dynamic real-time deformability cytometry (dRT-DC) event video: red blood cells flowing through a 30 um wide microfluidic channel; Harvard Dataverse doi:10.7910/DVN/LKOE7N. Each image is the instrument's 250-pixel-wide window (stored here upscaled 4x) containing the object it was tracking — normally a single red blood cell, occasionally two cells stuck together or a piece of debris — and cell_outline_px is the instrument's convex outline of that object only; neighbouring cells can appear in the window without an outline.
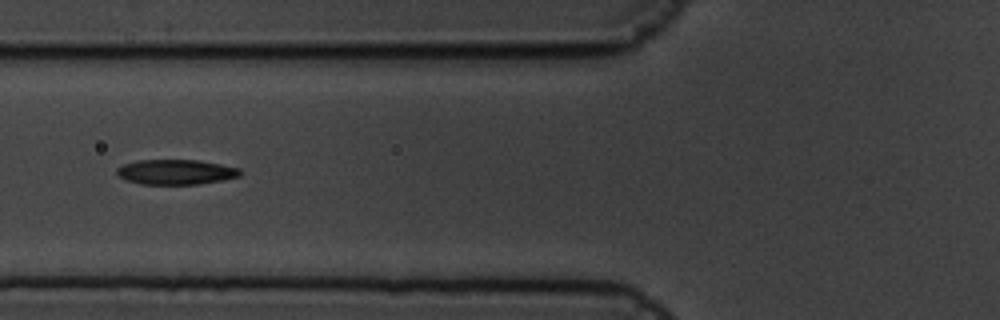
{"species": "common noctule bat (a hibernating species)", "species_latin": "Nyctalus noctula", "temperature_condition": "cold", "stored_images_in_passage": 9, "camera_frame_rate_fps": 3000, "um_per_image_px": 0.085, "animal": {"sex": "male", "body_mass_g": 19.5, "forearm_length_mm": 54.6}, "frame": {"image": 1, "passage_image": 6, "time_ms": 1.667, "image_size_px": [1000, 320], "cell_outline_px": [[244, 172], [240, 176], [220, 180], [196, 184], [140, 184], [124, 180], [116, 176], [116, 168], [124, 164], [136, 160], [196, 160], [220, 164], [240, 168]], "centroid_in_image_um": [14.9, 14.62], "position_along_channel_um": 110.9, "area_um2": 18.09}}
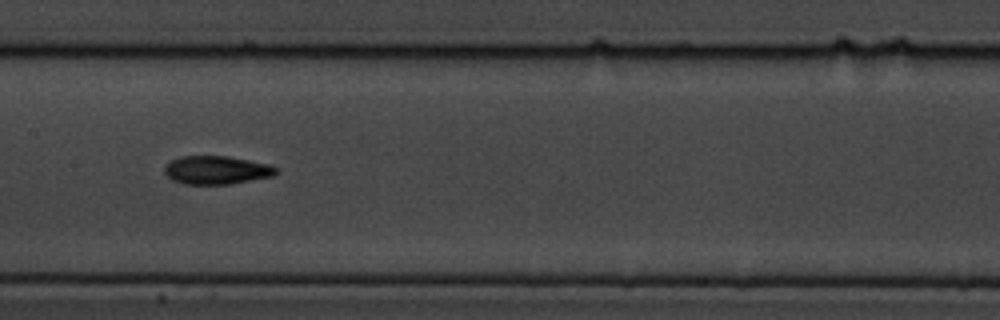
{"frame": {"image": 2, "passage_image": 8, "time_ms": 2.333, "image_size_px": [1000, 320], "cell_outline_px": [[280, 172], [272, 176], [228, 184], [184, 184], [172, 180], [164, 172], [164, 164], [180, 156], [224, 156], [248, 160], [268, 164], [276, 168]], "centroid_in_image_um": [18.37, 14.45], "position_along_channel_um": 189.0, "area_um2": 18.32}}
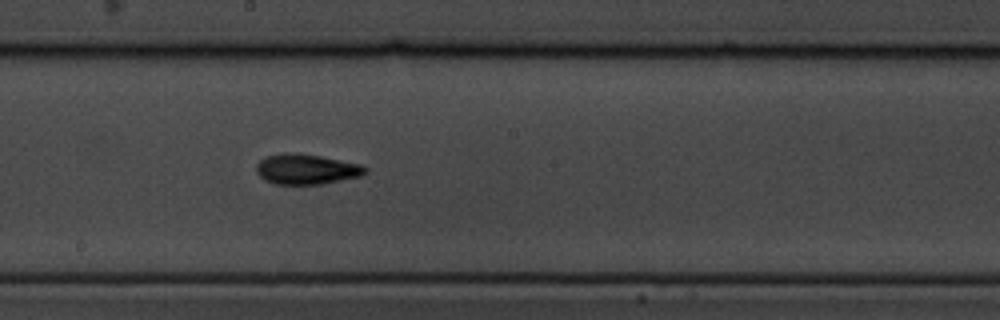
{"frame": {"image": 3, "passage_image": 9, "time_ms": 2.667, "image_size_px": [1000, 320], "cell_outline_px": [[368, 172], [360, 176], [324, 184], [276, 184], [264, 180], [256, 172], [256, 164], [264, 156], [284, 152], [292, 152], [320, 156], [360, 164], [368, 168]], "centroid_in_image_um": [26.02, 14.38], "position_along_channel_um": 222.2, "area_um2": 19.36}}